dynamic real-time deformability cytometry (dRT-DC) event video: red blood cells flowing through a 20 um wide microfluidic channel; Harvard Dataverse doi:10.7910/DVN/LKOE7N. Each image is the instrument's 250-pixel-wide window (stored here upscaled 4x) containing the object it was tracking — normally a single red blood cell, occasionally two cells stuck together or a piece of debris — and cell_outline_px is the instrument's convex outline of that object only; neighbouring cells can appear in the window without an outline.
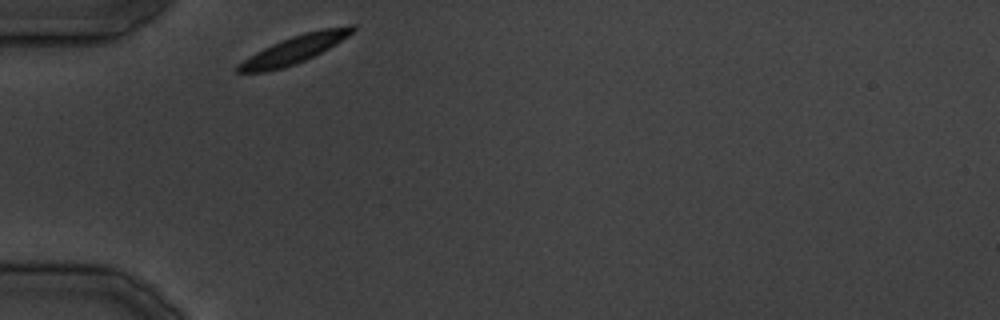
{"species": "common noctule bat (a hibernating species)", "species_latin": "Nyctalus noctula", "temperature_condition": "cold", "stored_images_in_passage": 21, "camera_frame_rate_fps": 3000, "um_per_image_px": 0.085, "animal": {"sex": "male", "body_mass_g": 19.5, "forearm_length_mm": 54.6}, "frame": {"image": 1, "passage_image": 1, "time_ms": 0.0, "image_size_px": [1000, 320], "cell_outline_px": [[356, 28], [348, 36], [328, 48], [304, 60], [284, 68], [264, 72], [236, 72], [236, 68], [244, 60], [256, 52], [272, 44], [292, 36], [304, 32], [320, 28], [348, 24], [356, 24]], "centroid_in_image_um": [25.07, 4.17], "position_along_channel_um": 59.9, "area_um2": 18.26}}
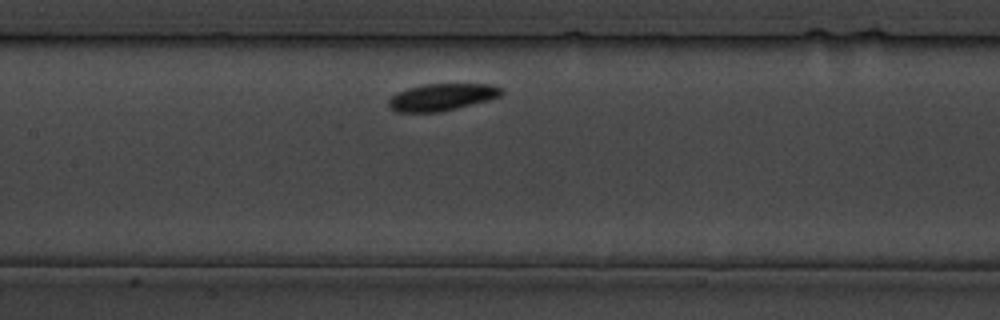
{"frame": {"image": 2, "passage_image": 8, "time_ms": 8.667, "image_size_px": [1000, 320], "cell_outline_px": [[504, 92], [500, 96], [488, 100], [440, 112], [396, 112], [388, 108], [388, 100], [396, 92], [408, 88], [424, 84], [492, 84], [504, 88]], "centroid_in_image_um": [37.55, 8.25], "position_along_channel_um": 169.9, "area_um2": 17.92}}
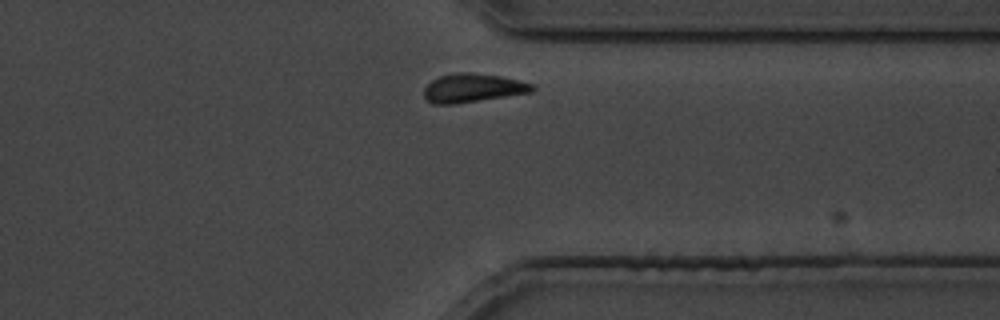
{"frame": {"image": 3, "passage_image": 20, "time_ms": 23.333, "image_size_px": [1000, 320], "cell_outline_px": [[536, 88], [532, 92], [456, 104], [432, 104], [424, 96], [424, 88], [432, 80], [440, 76], [460, 72], [472, 72], [500, 76], [520, 80], [532, 84]], "centroid_in_image_um": [40.19, 7.48], "position_along_channel_um": 371.2, "area_um2": 18.09}}